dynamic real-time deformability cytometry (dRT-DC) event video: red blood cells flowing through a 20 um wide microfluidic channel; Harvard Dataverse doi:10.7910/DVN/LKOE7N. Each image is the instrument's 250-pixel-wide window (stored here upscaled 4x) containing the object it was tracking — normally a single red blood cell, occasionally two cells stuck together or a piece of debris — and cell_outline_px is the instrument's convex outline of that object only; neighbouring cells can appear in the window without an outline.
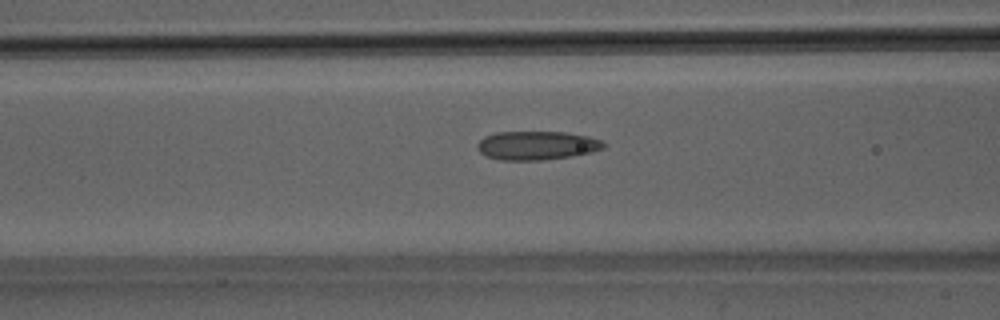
{"species": "Egyptian fruit bat (a non-hibernating species)", "species_latin": "Rousettus aegyptiacus", "temperature_condition": "room temperature", "stored_images_in_passage": 37, "camera_frame_rate_fps": 3000, "um_per_image_px": 0.085, "animal": {"sex": "male"}, "frame": {"image": 1, "passage_image": 7, "time_ms": 2.0, "image_size_px": [1000, 320], "cell_outline_px": [[608, 144], [604, 148], [592, 152], [572, 156], [544, 160], [500, 160], [488, 156], [480, 152], [476, 148], [476, 144], [484, 136], [496, 132], [564, 132], [588, 136], [600, 140]], "centroid_in_image_um": [45.63, 12.36], "position_along_channel_um": 121.0, "area_um2": 21.27}}
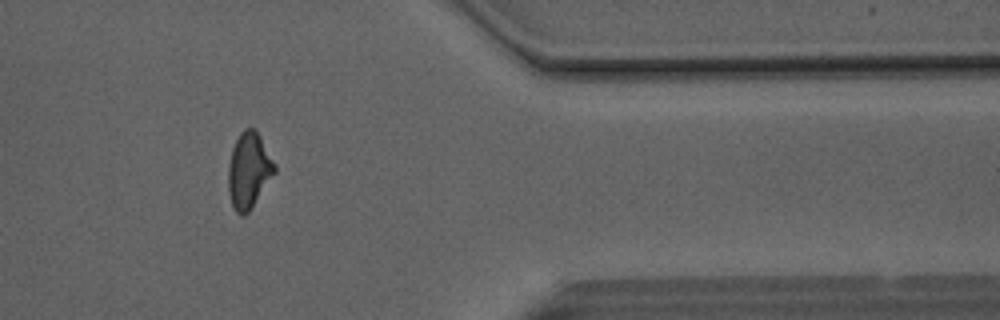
{"frame": {"image": 2, "passage_image": 28, "time_ms": 9.0, "image_size_px": [1000, 320], "cell_outline_px": [[276, 172], [248, 212], [244, 216], [240, 216], [232, 208], [228, 192], [228, 164], [232, 148], [240, 132], [244, 128], [256, 128], [276, 164]], "centroid_in_image_um": [21.14, 14.48], "position_along_channel_um": 390.3, "area_um2": 20.75}}
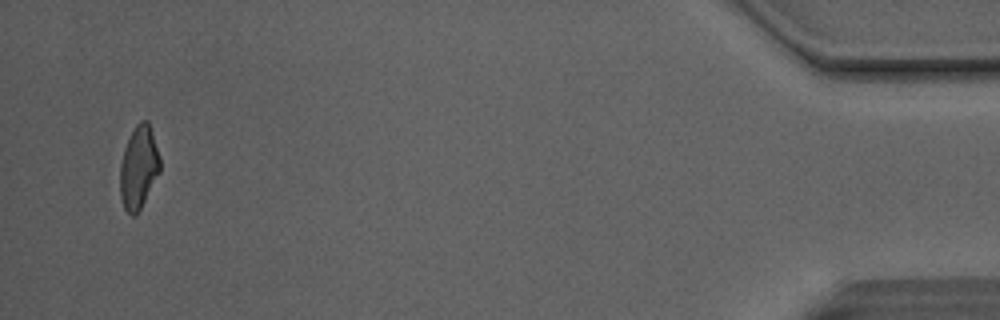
{"frame": {"image": 3, "passage_image": 35, "time_ms": 11.333, "image_size_px": [1000, 320], "cell_outline_px": [[160, 172], [136, 216], [132, 216], [124, 208], [120, 196], [120, 164], [124, 148], [136, 124], [140, 120], [148, 120], [160, 156]], "centroid_in_image_um": [11.79, 14.23], "position_along_channel_um": 423.4, "area_um2": 19.25}, "authors_computed_cell_mechanics": {"area_um2": 20.3456, "velocity_mm_per_s": 4.1355, "shape_relaxation_time_tau1_ms": null, "shape_relaxation_time_tau2_ms": 2.1103, "deformation_change_tau1": null, "deformation_change_tau2": 0.1048}}